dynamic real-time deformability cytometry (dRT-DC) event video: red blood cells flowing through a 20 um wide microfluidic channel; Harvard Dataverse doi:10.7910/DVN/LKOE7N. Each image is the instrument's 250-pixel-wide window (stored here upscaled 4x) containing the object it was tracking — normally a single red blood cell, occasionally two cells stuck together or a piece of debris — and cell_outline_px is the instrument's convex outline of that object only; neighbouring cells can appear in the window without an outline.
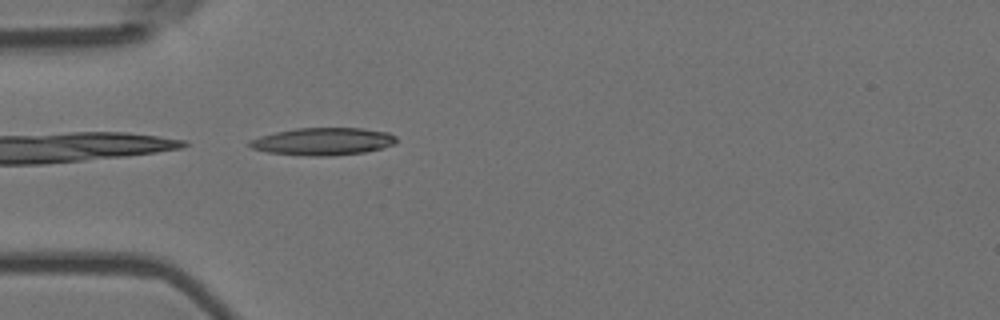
{"species": "Egyptian fruit bat (a non-hibernating species)", "species_latin": "Rousettus aegyptiacus", "temperature_condition": "room temperature", "stored_images_in_passage": 27, "camera_frame_rate_fps": 3000, "um_per_image_px": 0.085, "animal": {"sex": "female"}, "frame": {"image": 1, "passage_image": 1, "time_ms": 0.0, "image_size_px": [1000, 320], "cell_outline_px": [[396, 140], [392, 144], [380, 148], [364, 152], [332, 156], [308, 156], [268, 152], [252, 148], [248, 144], [248, 140], [260, 136], [276, 132], [296, 128], [360, 128], [388, 132], [396, 136]], "centroid_in_image_um": [27.42, 12.02], "position_along_channel_um": 57.6, "area_um2": 23.35}}
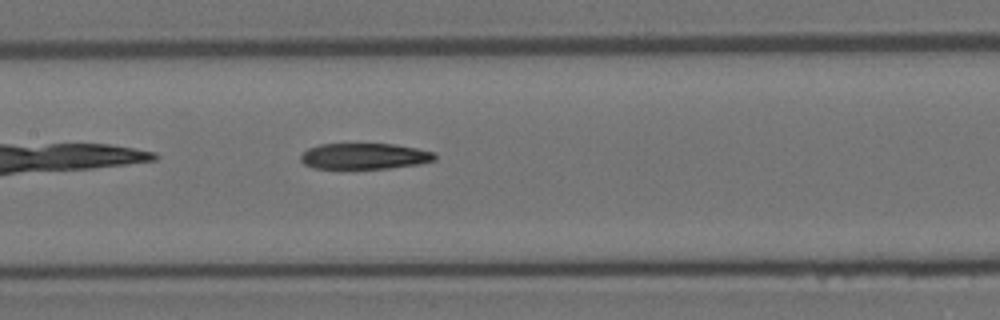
{"frame": {"image": 2, "passage_image": 11, "time_ms": 3.333, "image_size_px": [1000, 320], "cell_outline_px": [[436, 160], [420, 164], [388, 168], [340, 172], [312, 168], [304, 164], [300, 160], [300, 156], [308, 148], [320, 144], [392, 144], [416, 148], [436, 152]], "centroid_in_image_um": [30.92, 13.33], "position_along_channel_um": 176.5, "area_um2": 21.39}}
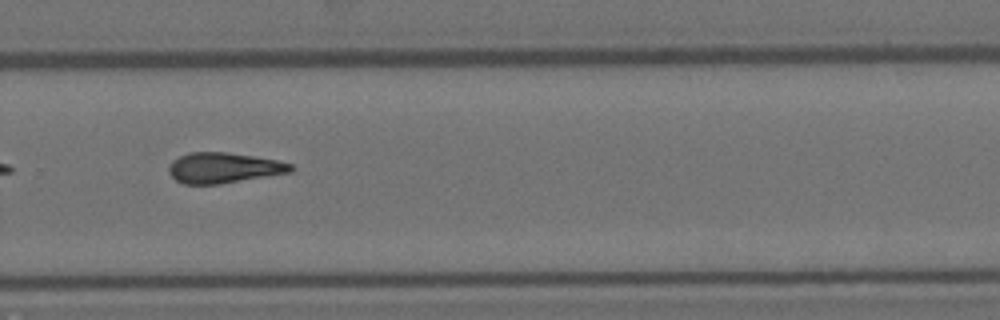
{"frame": {"image": 3, "passage_image": 22, "time_ms": 7.0, "image_size_px": [1000, 320], "cell_outline_px": [[292, 172], [220, 184], [184, 184], [176, 180], [168, 172], [168, 168], [172, 160], [188, 152], [228, 152], [276, 160], [292, 164]], "centroid_in_image_um": [18.98, 14.26], "position_along_channel_um": 310.8, "area_um2": 21.62}, "authors_computed_cell_mechanics": {"area_um2": 22.0218, "velocity_mm_per_s": 3.6878, "shape_relaxation_time_tau1_ms": null, "shape_relaxation_time_tau2_ms": 9.0705, "deformation_change_tau1": null, "deformation_change_tau2": 0.2315}}